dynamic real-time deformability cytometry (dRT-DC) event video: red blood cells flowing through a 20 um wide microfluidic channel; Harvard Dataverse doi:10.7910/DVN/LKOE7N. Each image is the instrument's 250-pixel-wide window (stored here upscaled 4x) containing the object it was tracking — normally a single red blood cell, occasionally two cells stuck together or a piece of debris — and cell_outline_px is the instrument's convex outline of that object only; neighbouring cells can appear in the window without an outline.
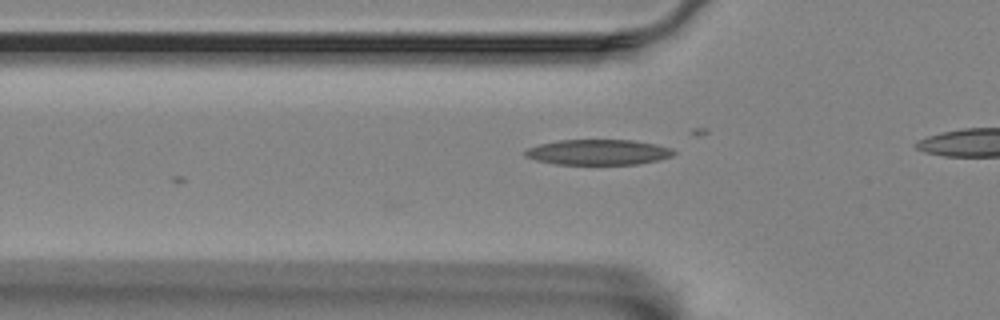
{"species": "Egyptian fruit bat (a non-hibernating species)", "species_latin": "Rousettus aegyptiacus", "temperature_condition": "room temperature", "stored_images_in_passage": 9, "camera_frame_rate_fps": 3000, "um_per_image_px": 0.085, "animal": {"sex": "female"}, "frame": {"image": 1, "passage_image": 9, "time_ms": 2.667, "image_size_px": [1000, 320], "cell_outline_px": [[676, 152], [672, 156], [656, 160], [636, 164], [556, 164], [536, 160], [524, 156], [524, 152], [528, 148], [540, 144], [560, 140], [632, 140], [656, 144], [672, 148]], "centroid_in_image_um": [50.85, 12.93], "position_along_channel_um": 75.0, "area_um2": 21.85}}